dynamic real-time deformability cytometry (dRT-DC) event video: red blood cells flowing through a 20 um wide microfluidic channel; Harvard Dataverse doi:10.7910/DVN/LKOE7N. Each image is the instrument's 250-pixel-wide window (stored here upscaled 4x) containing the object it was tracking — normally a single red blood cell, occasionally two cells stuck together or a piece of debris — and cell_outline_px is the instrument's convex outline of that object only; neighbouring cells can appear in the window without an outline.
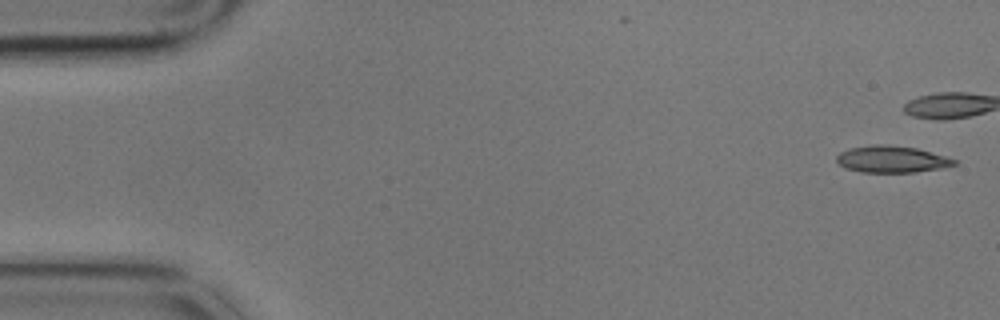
{"species": "common noctule bat (a hibernating species)", "species_latin": "Nyctalus noctula", "temperature_condition": "cold", "stored_images_in_passage": 15, "camera_frame_rate_fps": 3000, "um_per_image_px": 0.085, "animal": {"sex": "male", "body_mass_g": 17.9}, "frame": {"image": 1, "passage_image": 1, "time_ms": 0.0, "image_size_px": [1000, 320], "cell_outline_px": [[956, 164], [940, 168], [916, 172], [860, 172], [844, 168], [836, 160], [836, 156], [840, 152], [852, 148], [872, 144], [884, 144], [916, 148], [944, 156], [956, 160]], "centroid_in_image_um": [75.75, 13.54], "position_along_channel_um": 9.2, "area_um2": 18.15}}
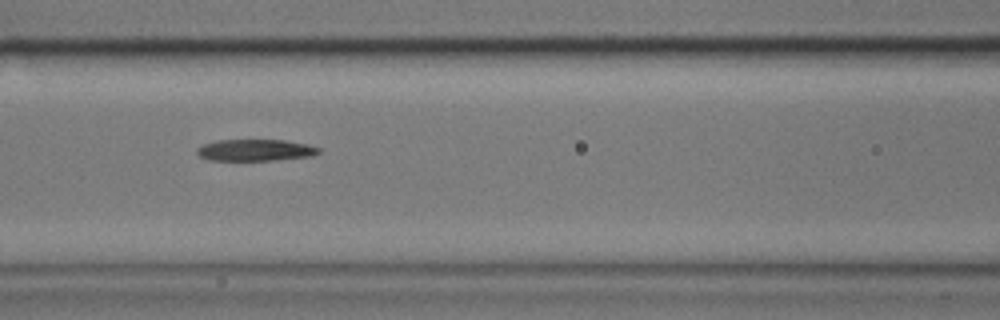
{"frame": {"image": 2, "passage_image": 7, "time_ms": 2.0, "image_size_px": [1000, 320], "cell_outline_px": [[320, 152], [312, 156], [276, 160], [208, 160], [200, 156], [196, 152], [196, 148], [200, 144], [216, 140], [284, 140], [308, 144], [320, 148]], "centroid_in_image_um": [21.67, 12.75], "position_along_channel_um": 144.9, "area_um2": 15.49}}
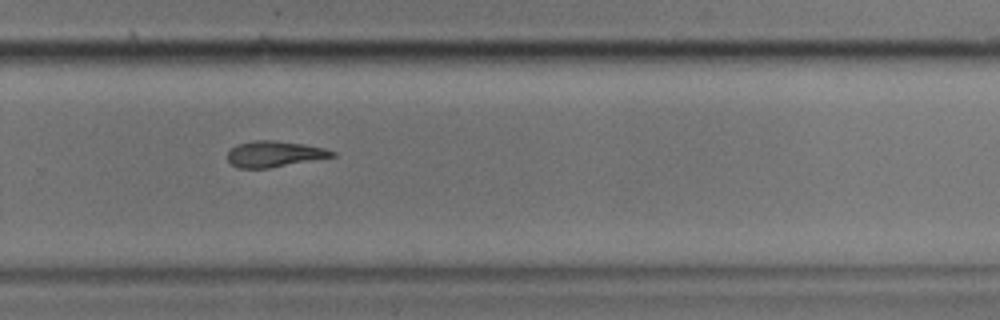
{"frame": {"image": 3, "passage_image": 11, "time_ms": 3.333, "image_size_px": [1000, 320], "cell_outline_px": [[336, 156], [268, 168], [236, 168], [228, 160], [228, 152], [236, 144], [252, 140], [272, 140], [304, 144], [324, 148], [336, 152]], "centroid_in_image_um": [23.3, 13.08], "position_along_channel_um": 306.5, "area_um2": 15.78}}